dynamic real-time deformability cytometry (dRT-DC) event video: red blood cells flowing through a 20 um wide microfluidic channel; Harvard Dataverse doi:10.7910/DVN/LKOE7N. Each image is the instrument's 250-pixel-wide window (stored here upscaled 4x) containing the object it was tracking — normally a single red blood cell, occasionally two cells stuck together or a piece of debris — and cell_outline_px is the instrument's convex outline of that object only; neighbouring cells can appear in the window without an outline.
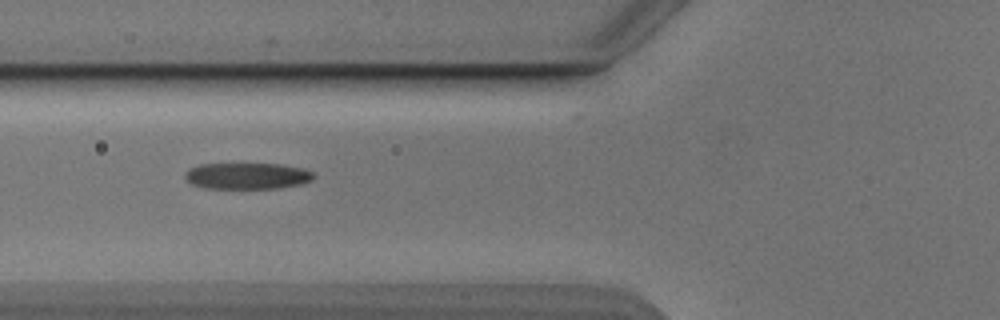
{"species": "Egyptian fruit bat (a non-hibernating species)", "species_latin": "Rousettus aegyptiacus", "temperature_condition": "cold", "stored_images_in_passage": 33, "camera_frame_rate_fps": 3000, "um_per_image_px": 0.085, "animal": {"sex": "male"}, "frame": {"image": 1, "passage_image": 2, "time_ms": 0.333, "image_size_px": [1000, 320], "cell_outline_px": [[316, 176], [312, 180], [300, 184], [280, 188], [204, 188], [192, 184], [184, 176], [184, 172], [188, 168], [200, 164], [280, 164], [304, 168], [312, 172]], "centroid_in_image_um": [21.01, 14.95], "position_along_channel_um": 104.8, "area_um2": 19.83}}
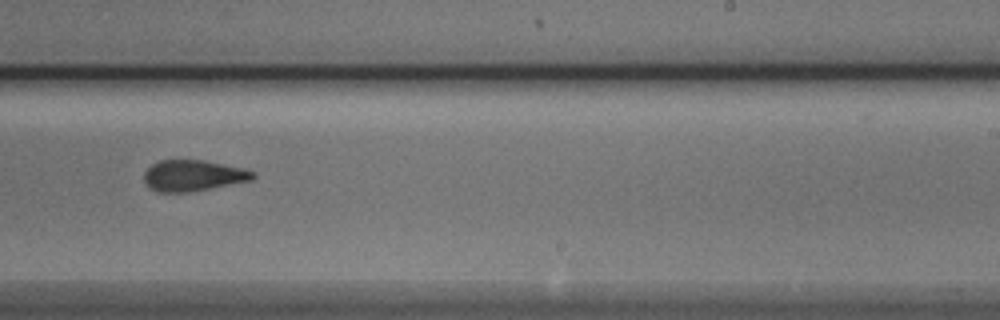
{"frame": {"image": 2, "passage_image": 15, "time_ms": 4.667, "image_size_px": [1000, 320], "cell_outline_px": [[256, 176], [252, 180], [188, 192], [156, 192], [148, 188], [144, 184], [144, 172], [152, 164], [160, 160], [204, 160], [240, 168], [252, 172]], "centroid_in_image_um": [16.33, 14.93], "position_along_channel_um": 272.7, "area_um2": 19.54}}
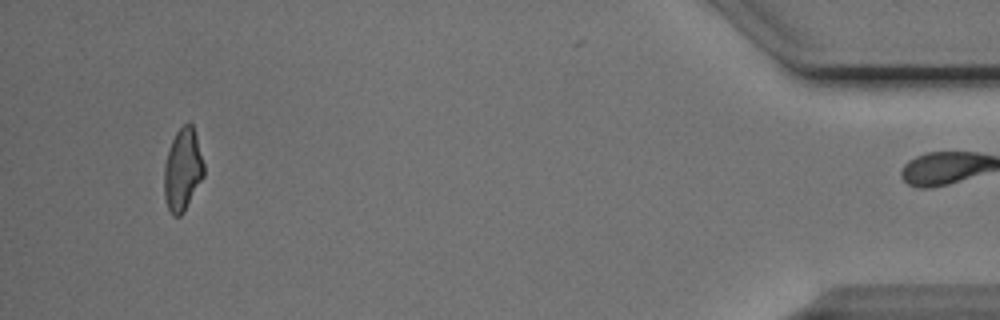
{"frame": {"image": 3, "passage_image": 32, "time_ms": 10.333, "image_size_px": [1000, 320], "cell_outline_px": [[204, 176], [184, 212], [180, 216], [172, 216], [168, 208], [164, 196], [164, 168], [168, 152], [172, 140], [176, 132], [188, 120], [192, 124], [196, 136], [204, 164]], "centroid_in_image_um": [15.53, 14.44], "position_along_channel_um": 419.7, "area_um2": 19.02}, "authors_computed_cell_mechanics": {"area_um2": 19.8254, "velocity_mm_per_s": 3.8753, "shape_relaxation_time_tau1_ms": 4.5997, "shape_relaxation_time_tau2_ms": 1.7825, "deformation_change_tau1": 0.1703, "deformation_change_tau2": 0.1053}}